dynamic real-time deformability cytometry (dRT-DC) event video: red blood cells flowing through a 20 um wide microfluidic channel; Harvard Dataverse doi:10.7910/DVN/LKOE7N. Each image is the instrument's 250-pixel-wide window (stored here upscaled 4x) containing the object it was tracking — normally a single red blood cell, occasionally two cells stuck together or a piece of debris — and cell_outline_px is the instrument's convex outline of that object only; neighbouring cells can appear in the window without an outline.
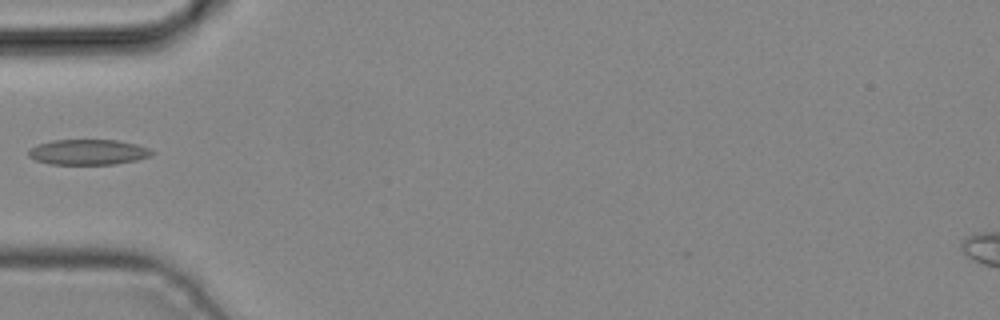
{"species": "common noctule bat (a hibernating species)", "species_latin": "Nyctalus noctula", "temperature_condition": "cold", "stored_images_in_passage": 5, "camera_frame_rate_fps": 3000, "um_per_image_px": 0.085, "animal": {"sex": "male", "body_mass_g": 19.2, "forearm_length_mm": 51.8}, "frame": {"image": 1, "passage_image": 5, "time_ms": 1.333, "image_size_px": [1000, 320], "cell_outline_px": [[156, 152], [152, 156], [136, 160], [112, 164], [52, 164], [36, 160], [28, 156], [28, 148], [36, 144], [52, 140], [116, 140], [136, 144], [148, 148]], "centroid_in_image_um": [7.48, 12.92], "position_along_channel_um": 77.5, "area_um2": 18.32}}